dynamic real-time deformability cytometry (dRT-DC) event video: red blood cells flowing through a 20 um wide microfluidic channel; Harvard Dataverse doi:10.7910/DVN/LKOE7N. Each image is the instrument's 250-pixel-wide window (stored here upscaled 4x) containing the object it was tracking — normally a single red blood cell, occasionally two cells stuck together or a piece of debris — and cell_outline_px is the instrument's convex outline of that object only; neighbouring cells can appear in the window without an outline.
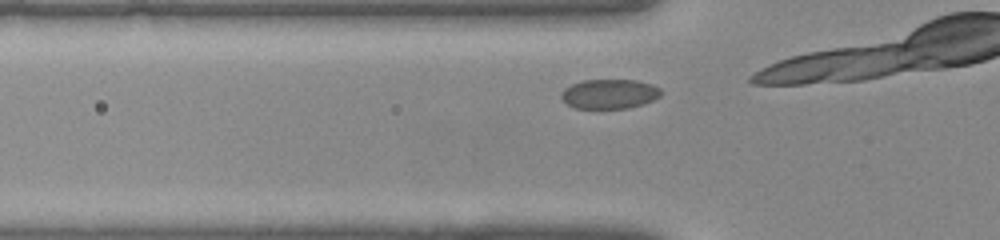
{"species": "common noctule bat (a hibernating species)", "species_latin": "Nyctalus noctula", "temperature_condition": "warm", "stored_images_in_passage": 4, "camera_frame_rate_fps": 3000, "um_per_image_px": 0.085, "animal": {"sex": "female", "body_mass_g": 22.0, "forearm_length_mm": 56.7}, "frame": {"image": 1, "passage_image": 2, "time_ms": 0.333, "image_size_px": [1000, 240], "cell_outline_px": [[660, 96], [652, 100], [628, 108], [576, 108], [568, 104], [560, 96], [564, 88], [572, 84], [584, 80], [636, 80], [652, 84], [660, 88]], "centroid_in_image_um": [51.79, 7.97], "position_along_channel_um": 74.0, "area_um2": 16.94}}